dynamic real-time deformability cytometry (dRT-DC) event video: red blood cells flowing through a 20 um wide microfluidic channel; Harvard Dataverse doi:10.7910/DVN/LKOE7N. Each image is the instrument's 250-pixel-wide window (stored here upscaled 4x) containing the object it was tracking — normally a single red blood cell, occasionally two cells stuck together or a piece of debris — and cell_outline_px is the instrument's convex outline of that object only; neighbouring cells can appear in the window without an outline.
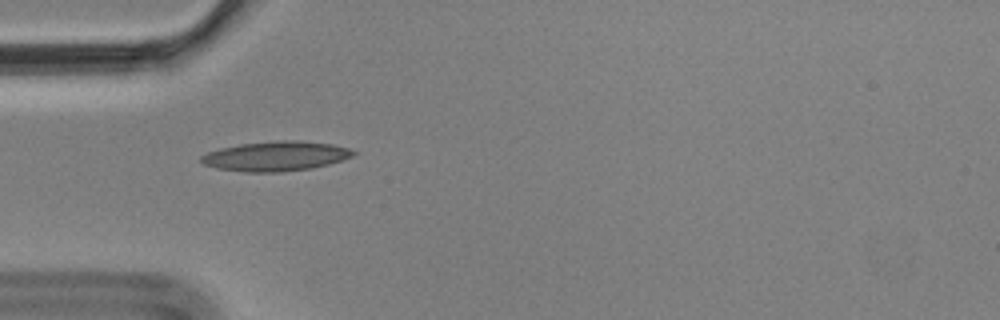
{"species": "Egyptian fruit bat (a non-hibernating species)", "species_latin": "Rousettus aegyptiacus", "temperature_condition": "cold", "stored_images_in_passage": 5, "camera_frame_rate_fps": 3000, "um_per_image_px": 0.085, "animal": {"sex": "male"}, "frame": {"image": 1, "passage_image": 4, "time_ms": 1.0, "image_size_px": [1000, 320], "cell_outline_px": [[356, 152], [352, 156], [328, 164], [312, 168], [280, 172], [244, 172], [216, 168], [204, 164], [200, 160], [200, 156], [208, 152], [220, 148], [240, 144], [280, 140], [300, 140], [332, 144], [348, 148]], "centroid_in_image_um": [23.41, 13.27], "position_along_channel_um": 61.6, "area_um2": 26.24}}